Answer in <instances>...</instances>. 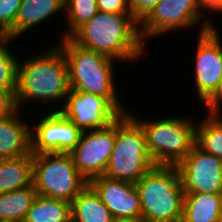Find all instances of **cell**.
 <instances>
[{
    "label": "cell",
    "mask_w": 222,
    "mask_h": 222,
    "mask_svg": "<svg viewBox=\"0 0 222 222\" xmlns=\"http://www.w3.org/2000/svg\"><path fill=\"white\" fill-rule=\"evenodd\" d=\"M75 44L123 63L135 62L147 51L132 13L98 11L70 37Z\"/></svg>",
    "instance_id": "7a4b0ae2"
},
{
    "label": "cell",
    "mask_w": 222,
    "mask_h": 222,
    "mask_svg": "<svg viewBox=\"0 0 222 222\" xmlns=\"http://www.w3.org/2000/svg\"><path fill=\"white\" fill-rule=\"evenodd\" d=\"M222 104V79L218 82L213 93L203 102L207 114H221ZM220 111V112H219Z\"/></svg>",
    "instance_id": "83f0119b"
},
{
    "label": "cell",
    "mask_w": 222,
    "mask_h": 222,
    "mask_svg": "<svg viewBox=\"0 0 222 222\" xmlns=\"http://www.w3.org/2000/svg\"><path fill=\"white\" fill-rule=\"evenodd\" d=\"M60 11H65V0H22L16 22L5 36L11 39L23 36Z\"/></svg>",
    "instance_id": "2e32d148"
},
{
    "label": "cell",
    "mask_w": 222,
    "mask_h": 222,
    "mask_svg": "<svg viewBox=\"0 0 222 222\" xmlns=\"http://www.w3.org/2000/svg\"><path fill=\"white\" fill-rule=\"evenodd\" d=\"M111 212L88 184L71 202V222H114Z\"/></svg>",
    "instance_id": "d6986e66"
},
{
    "label": "cell",
    "mask_w": 222,
    "mask_h": 222,
    "mask_svg": "<svg viewBox=\"0 0 222 222\" xmlns=\"http://www.w3.org/2000/svg\"><path fill=\"white\" fill-rule=\"evenodd\" d=\"M30 125L31 153H70L82 131L60 111H49Z\"/></svg>",
    "instance_id": "9c48e42d"
},
{
    "label": "cell",
    "mask_w": 222,
    "mask_h": 222,
    "mask_svg": "<svg viewBox=\"0 0 222 222\" xmlns=\"http://www.w3.org/2000/svg\"><path fill=\"white\" fill-rule=\"evenodd\" d=\"M17 109L14 95L10 91L0 89V118L10 116Z\"/></svg>",
    "instance_id": "f1b7e54d"
},
{
    "label": "cell",
    "mask_w": 222,
    "mask_h": 222,
    "mask_svg": "<svg viewBox=\"0 0 222 222\" xmlns=\"http://www.w3.org/2000/svg\"><path fill=\"white\" fill-rule=\"evenodd\" d=\"M116 137V121L102 129L82 132L79 143L69 153L79 173L89 182L103 176Z\"/></svg>",
    "instance_id": "30bf717a"
},
{
    "label": "cell",
    "mask_w": 222,
    "mask_h": 222,
    "mask_svg": "<svg viewBox=\"0 0 222 222\" xmlns=\"http://www.w3.org/2000/svg\"><path fill=\"white\" fill-rule=\"evenodd\" d=\"M57 45L67 61L70 89L106 97L123 114L128 112V107H124L117 94L114 72L116 60L80 47L70 38H62Z\"/></svg>",
    "instance_id": "3957f363"
},
{
    "label": "cell",
    "mask_w": 222,
    "mask_h": 222,
    "mask_svg": "<svg viewBox=\"0 0 222 222\" xmlns=\"http://www.w3.org/2000/svg\"><path fill=\"white\" fill-rule=\"evenodd\" d=\"M23 222H71V203L38 195Z\"/></svg>",
    "instance_id": "44dd1931"
},
{
    "label": "cell",
    "mask_w": 222,
    "mask_h": 222,
    "mask_svg": "<svg viewBox=\"0 0 222 222\" xmlns=\"http://www.w3.org/2000/svg\"><path fill=\"white\" fill-rule=\"evenodd\" d=\"M196 125L195 145L203 152L222 159V115L205 114Z\"/></svg>",
    "instance_id": "7402d4cb"
},
{
    "label": "cell",
    "mask_w": 222,
    "mask_h": 222,
    "mask_svg": "<svg viewBox=\"0 0 222 222\" xmlns=\"http://www.w3.org/2000/svg\"><path fill=\"white\" fill-rule=\"evenodd\" d=\"M198 34L194 52V88L198 100L203 103L222 79V40L218 30H206Z\"/></svg>",
    "instance_id": "4fadbf2b"
},
{
    "label": "cell",
    "mask_w": 222,
    "mask_h": 222,
    "mask_svg": "<svg viewBox=\"0 0 222 222\" xmlns=\"http://www.w3.org/2000/svg\"><path fill=\"white\" fill-rule=\"evenodd\" d=\"M22 0H0V35H5L15 24Z\"/></svg>",
    "instance_id": "d4e9b609"
},
{
    "label": "cell",
    "mask_w": 222,
    "mask_h": 222,
    "mask_svg": "<svg viewBox=\"0 0 222 222\" xmlns=\"http://www.w3.org/2000/svg\"><path fill=\"white\" fill-rule=\"evenodd\" d=\"M175 167L185 193L222 194V159L195 145Z\"/></svg>",
    "instance_id": "7c38bea8"
},
{
    "label": "cell",
    "mask_w": 222,
    "mask_h": 222,
    "mask_svg": "<svg viewBox=\"0 0 222 222\" xmlns=\"http://www.w3.org/2000/svg\"><path fill=\"white\" fill-rule=\"evenodd\" d=\"M203 16V17H202ZM204 19V20H202ZM204 18L197 8V0H160L150 14L139 24L141 40L145 45L150 38L167 32L197 27L201 22L200 33L218 29L212 20ZM215 26V27H214Z\"/></svg>",
    "instance_id": "ba28073f"
},
{
    "label": "cell",
    "mask_w": 222,
    "mask_h": 222,
    "mask_svg": "<svg viewBox=\"0 0 222 222\" xmlns=\"http://www.w3.org/2000/svg\"><path fill=\"white\" fill-rule=\"evenodd\" d=\"M222 0H197V8L198 10L202 13L205 14L203 12H217V10L220 7ZM208 10V11H206Z\"/></svg>",
    "instance_id": "f546056e"
},
{
    "label": "cell",
    "mask_w": 222,
    "mask_h": 222,
    "mask_svg": "<svg viewBox=\"0 0 222 222\" xmlns=\"http://www.w3.org/2000/svg\"><path fill=\"white\" fill-rule=\"evenodd\" d=\"M222 194L185 193L182 222H219Z\"/></svg>",
    "instance_id": "e0dca14e"
},
{
    "label": "cell",
    "mask_w": 222,
    "mask_h": 222,
    "mask_svg": "<svg viewBox=\"0 0 222 222\" xmlns=\"http://www.w3.org/2000/svg\"><path fill=\"white\" fill-rule=\"evenodd\" d=\"M98 9L108 13H131L129 0H97Z\"/></svg>",
    "instance_id": "4316f807"
},
{
    "label": "cell",
    "mask_w": 222,
    "mask_h": 222,
    "mask_svg": "<svg viewBox=\"0 0 222 222\" xmlns=\"http://www.w3.org/2000/svg\"><path fill=\"white\" fill-rule=\"evenodd\" d=\"M17 109L8 117L0 118V159L18 158L31 152L30 125Z\"/></svg>",
    "instance_id": "9a60e30c"
},
{
    "label": "cell",
    "mask_w": 222,
    "mask_h": 222,
    "mask_svg": "<svg viewBox=\"0 0 222 222\" xmlns=\"http://www.w3.org/2000/svg\"><path fill=\"white\" fill-rule=\"evenodd\" d=\"M216 13H219V14L222 15V1H221V4H220V7H219V9L217 10Z\"/></svg>",
    "instance_id": "1f68e13d"
},
{
    "label": "cell",
    "mask_w": 222,
    "mask_h": 222,
    "mask_svg": "<svg viewBox=\"0 0 222 222\" xmlns=\"http://www.w3.org/2000/svg\"><path fill=\"white\" fill-rule=\"evenodd\" d=\"M114 222H145L142 218L117 219Z\"/></svg>",
    "instance_id": "4dcf8cb0"
},
{
    "label": "cell",
    "mask_w": 222,
    "mask_h": 222,
    "mask_svg": "<svg viewBox=\"0 0 222 222\" xmlns=\"http://www.w3.org/2000/svg\"><path fill=\"white\" fill-rule=\"evenodd\" d=\"M160 0H129L132 17L140 24Z\"/></svg>",
    "instance_id": "484cf974"
},
{
    "label": "cell",
    "mask_w": 222,
    "mask_h": 222,
    "mask_svg": "<svg viewBox=\"0 0 222 222\" xmlns=\"http://www.w3.org/2000/svg\"><path fill=\"white\" fill-rule=\"evenodd\" d=\"M99 11L97 0H65V19L69 30L61 38H69Z\"/></svg>",
    "instance_id": "603a6c76"
},
{
    "label": "cell",
    "mask_w": 222,
    "mask_h": 222,
    "mask_svg": "<svg viewBox=\"0 0 222 222\" xmlns=\"http://www.w3.org/2000/svg\"><path fill=\"white\" fill-rule=\"evenodd\" d=\"M36 53L28 55L29 58L22 62L18 60L14 94L17 108L23 110L30 102L39 103L40 108L48 103L49 108V105H54L52 102L57 103L60 99V106L58 104L50 110L60 111L70 90L66 58L57 44L45 46L41 53Z\"/></svg>",
    "instance_id": "6da1fadb"
},
{
    "label": "cell",
    "mask_w": 222,
    "mask_h": 222,
    "mask_svg": "<svg viewBox=\"0 0 222 222\" xmlns=\"http://www.w3.org/2000/svg\"><path fill=\"white\" fill-rule=\"evenodd\" d=\"M33 184V154L0 159V194L27 188Z\"/></svg>",
    "instance_id": "ac0fdd59"
},
{
    "label": "cell",
    "mask_w": 222,
    "mask_h": 222,
    "mask_svg": "<svg viewBox=\"0 0 222 222\" xmlns=\"http://www.w3.org/2000/svg\"><path fill=\"white\" fill-rule=\"evenodd\" d=\"M33 185L40 196L72 202L88 185L69 153L33 155Z\"/></svg>",
    "instance_id": "52a82bcc"
},
{
    "label": "cell",
    "mask_w": 222,
    "mask_h": 222,
    "mask_svg": "<svg viewBox=\"0 0 222 222\" xmlns=\"http://www.w3.org/2000/svg\"><path fill=\"white\" fill-rule=\"evenodd\" d=\"M132 111L129 109L128 113L142 126L147 151L156 166H176L195 146V118L166 115V118L157 120L141 119Z\"/></svg>",
    "instance_id": "277c9868"
},
{
    "label": "cell",
    "mask_w": 222,
    "mask_h": 222,
    "mask_svg": "<svg viewBox=\"0 0 222 222\" xmlns=\"http://www.w3.org/2000/svg\"><path fill=\"white\" fill-rule=\"evenodd\" d=\"M88 184L99 195L115 220L142 218L139 193L134 183L103 175L91 179Z\"/></svg>",
    "instance_id": "5bb4252c"
},
{
    "label": "cell",
    "mask_w": 222,
    "mask_h": 222,
    "mask_svg": "<svg viewBox=\"0 0 222 222\" xmlns=\"http://www.w3.org/2000/svg\"><path fill=\"white\" fill-rule=\"evenodd\" d=\"M14 41L16 39L0 35V89L10 91L13 95L16 90L17 64L19 60V57L12 53V48L9 44Z\"/></svg>",
    "instance_id": "cb8c5ba5"
},
{
    "label": "cell",
    "mask_w": 222,
    "mask_h": 222,
    "mask_svg": "<svg viewBox=\"0 0 222 222\" xmlns=\"http://www.w3.org/2000/svg\"><path fill=\"white\" fill-rule=\"evenodd\" d=\"M38 193L31 186L0 194V222H23Z\"/></svg>",
    "instance_id": "ffe728a7"
},
{
    "label": "cell",
    "mask_w": 222,
    "mask_h": 222,
    "mask_svg": "<svg viewBox=\"0 0 222 222\" xmlns=\"http://www.w3.org/2000/svg\"><path fill=\"white\" fill-rule=\"evenodd\" d=\"M135 186L145 222H182L185 191L175 166H155Z\"/></svg>",
    "instance_id": "5b68a950"
},
{
    "label": "cell",
    "mask_w": 222,
    "mask_h": 222,
    "mask_svg": "<svg viewBox=\"0 0 222 222\" xmlns=\"http://www.w3.org/2000/svg\"><path fill=\"white\" fill-rule=\"evenodd\" d=\"M60 112L82 132L102 129L123 114L106 97L72 89Z\"/></svg>",
    "instance_id": "8fae6325"
},
{
    "label": "cell",
    "mask_w": 222,
    "mask_h": 222,
    "mask_svg": "<svg viewBox=\"0 0 222 222\" xmlns=\"http://www.w3.org/2000/svg\"><path fill=\"white\" fill-rule=\"evenodd\" d=\"M155 166L142 126L128 112L122 114L116 120L115 143L104 176L136 184Z\"/></svg>",
    "instance_id": "8992f818"
}]
</instances>
